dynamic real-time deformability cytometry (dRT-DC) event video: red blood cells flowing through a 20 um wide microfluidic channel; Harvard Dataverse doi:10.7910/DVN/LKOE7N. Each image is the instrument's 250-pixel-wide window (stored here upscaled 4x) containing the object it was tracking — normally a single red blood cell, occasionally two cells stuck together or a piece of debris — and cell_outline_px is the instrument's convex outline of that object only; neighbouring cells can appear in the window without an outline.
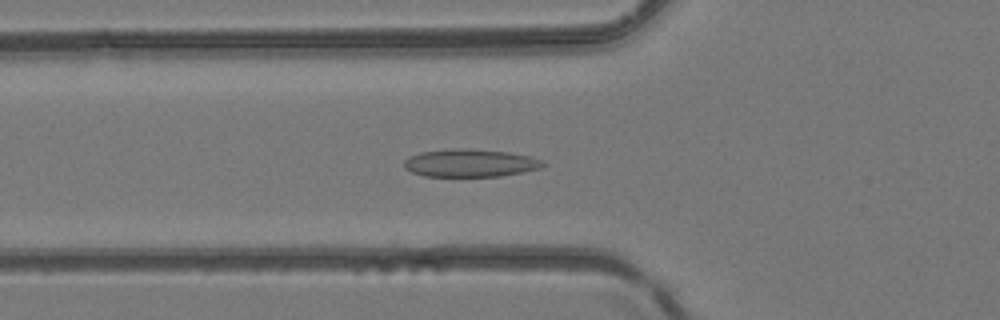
{"species": "common noctule bat (a hibernating species)", "species_latin": "Nyctalus noctula", "temperature_condition": "room temperature", "stored_images_in_passage": 47, "camera_frame_rate_fps": 3000, "um_per_image_px": 0.085, "animal": {"sex": "female", "body_mass_g": 24.6, "forearm_length_mm": 56.2}, "frame": {"image": 1, "passage_image": 17, "time_ms": 5.333, "image_size_px": [1000, 320], "cell_outline_px": [[548, 164], [540, 168], [500, 176], [424, 176], [412, 172], [404, 168], [404, 160], [408, 156], [420, 152], [456, 148], [468, 148], [508, 152], [532, 156], [544, 160]], "centroid_in_image_um": [39.98, 13.84], "position_along_channel_um": 85.8, "area_um2": 22.66}}
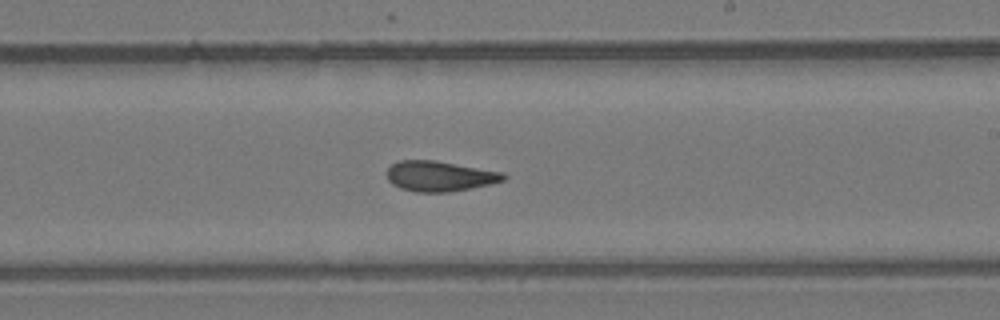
{"frame": {"image": 2, "passage_image": 28, "time_ms": 9.0, "image_size_px": [1000, 320], "cell_outline_px": [[508, 176], [504, 180], [492, 184], [472, 188], [448, 192], [416, 192], [400, 188], [392, 184], [388, 180], [388, 168], [392, 164], [400, 160], [436, 160], [504, 172]], "centroid_in_image_um": [37.41, 14.97], "position_along_channel_um": 251.6, "area_um2": 20.75}}
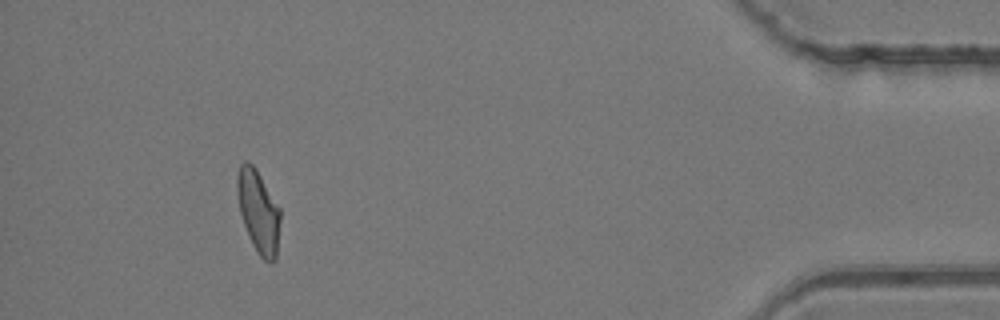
{"frame": {"image": 3, "passage_image": 43, "time_ms": 14.0, "image_size_px": [1000, 320], "cell_outline_px": [[280, 220], [276, 260], [272, 264], [268, 264], [256, 252], [244, 224], [240, 212], [236, 192], [236, 180], [240, 164], [244, 160], [248, 160], [256, 168], [280, 208]], "centroid_in_image_um": [21.96, 17.97], "position_along_channel_um": 413.2, "area_um2": 20.92}}